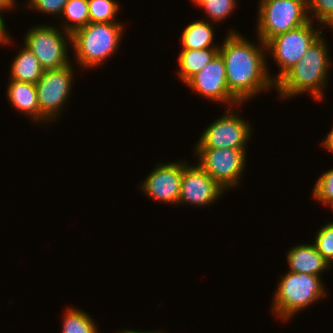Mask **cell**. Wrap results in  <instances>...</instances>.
Instances as JSON below:
<instances>
[{
	"mask_svg": "<svg viewBox=\"0 0 333 333\" xmlns=\"http://www.w3.org/2000/svg\"><path fill=\"white\" fill-rule=\"evenodd\" d=\"M240 34L231 30L219 47V54L225 62L228 89L242 104L263 90L272 89L275 83L266 65V44L260 39L259 44L252 43Z\"/></svg>",
	"mask_w": 333,
	"mask_h": 333,
	"instance_id": "cell-1",
	"label": "cell"
},
{
	"mask_svg": "<svg viewBox=\"0 0 333 333\" xmlns=\"http://www.w3.org/2000/svg\"><path fill=\"white\" fill-rule=\"evenodd\" d=\"M322 36L321 33L305 55L275 84V90L283 100L306 92L316 101L323 99L331 61L326 39Z\"/></svg>",
	"mask_w": 333,
	"mask_h": 333,
	"instance_id": "cell-2",
	"label": "cell"
},
{
	"mask_svg": "<svg viewBox=\"0 0 333 333\" xmlns=\"http://www.w3.org/2000/svg\"><path fill=\"white\" fill-rule=\"evenodd\" d=\"M121 22L91 23L71 35V48L80 68L92 69L103 65L104 61L119 49L124 34Z\"/></svg>",
	"mask_w": 333,
	"mask_h": 333,
	"instance_id": "cell-3",
	"label": "cell"
},
{
	"mask_svg": "<svg viewBox=\"0 0 333 333\" xmlns=\"http://www.w3.org/2000/svg\"><path fill=\"white\" fill-rule=\"evenodd\" d=\"M321 278L317 275L287 271L281 276L274 292L272 314L287 322L301 310L326 297L327 290Z\"/></svg>",
	"mask_w": 333,
	"mask_h": 333,
	"instance_id": "cell-4",
	"label": "cell"
},
{
	"mask_svg": "<svg viewBox=\"0 0 333 333\" xmlns=\"http://www.w3.org/2000/svg\"><path fill=\"white\" fill-rule=\"evenodd\" d=\"M257 35L263 43L272 37L291 31L310 19L307 0H268L259 4Z\"/></svg>",
	"mask_w": 333,
	"mask_h": 333,
	"instance_id": "cell-5",
	"label": "cell"
},
{
	"mask_svg": "<svg viewBox=\"0 0 333 333\" xmlns=\"http://www.w3.org/2000/svg\"><path fill=\"white\" fill-rule=\"evenodd\" d=\"M313 21L309 20L297 28L272 37L266 43L268 53L271 52L273 60L280 68L279 74L271 77L276 84L307 52L312 42L323 33L313 26Z\"/></svg>",
	"mask_w": 333,
	"mask_h": 333,
	"instance_id": "cell-6",
	"label": "cell"
},
{
	"mask_svg": "<svg viewBox=\"0 0 333 333\" xmlns=\"http://www.w3.org/2000/svg\"><path fill=\"white\" fill-rule=\"evenodd\" d=\"M197 164L226 191L239 183L246 169V149L195 148Z\"/></svg>",
	"mask_w": 333,
	"mask_h": 333,
	"instance_id": "cell-7",
	"label": "cell"
},
{
	"mask_svg": "<svg viewBox=\"0 0 333 333\" xmlns=\"http://www.w3.org/2000/svg\"><path fill=\"white\" fill-rule=\"evenodd\" d=\"M61 32V33H60ZM67 41L71 45V34L54 25L42 24L31 27L25 33L24 45L36 56L44 70H53L70 64Z\"/></svg>",
	"mask_w": 333,
	"mask_h": 333,
	"instance_id": "cell-8",
	"label": "cell"
},
{
	"mask_svg": "<svg viewBox=\"0 0 333 333\" xmlns=\"http://www.w3.org/2000/svg\"><path fill=\"white\" fill-rule=\"evenodd\" d=\"M215 119L203 132L194 148L246 149L252 127L232 107ZM236 113V114H235Z\"/></svg>",
	"mask_w": 333,
	"mask_h": 333,
	"instance_id": "cell-9",
	"label": "cell"
},
{
	"mask_svg": "<svg viewBox=\"0 0 333 333\" xmlns=\"http://www.w3.org/2000/svg\"><path fill=\"white\" fill-rule=\"evenodd\" d=\"M73 63L53 70H45L36 83L37 97L40 113L49 121L56 120L71 96L74 84Z\"/></svg>",
	"mask_w": 333,
	"mask_h": 333,
	"instance_id": "cell-10",
	"label": "cell"
},
{
	"mask_svg": "<svg viewBox=\"0 0 333 333\" xmlns=\"http://www.w3.org/2000/svg\"><path fill=\"white\" fill-rule=\"evenodd\" d=\"M185 85L206 100L233 108L241 104L228 89L225 62L219 53Z\"/></svg>",
	"mask_w": 333,
	"mask_h": 333,
	"instance_id": "cell-11",
	"label": "cell"
},
{
	"mask_svg": "<svg viewBox=\"0 0 333 333\" xmlns=\"http://www.w3.org/2000/svg\"><path fill=\"white\" fill-rule=\"evenodd\" d=\"M182 161L181 190L178 205H195L205 207L221 198L225 193L210 175H208L198 164L189 165Z\"/></svg>",
	"mask_w": 333,
	"mask_h": 333,
	"instance_id": "cell-12",
	"label": "cell"
},
{
	"mask_svg": "<svg viewBox=\"0 0 333 333\" xmlns=\"http://www.w3.org/2000/svg\"><path fill=\"white\" fill-rule=\"evenodd\" d=\"M153 171L147 175V178L140 183L141 189L145 195L154 201L167 204L178 205L181 178H182V160L170 163H157Z\"/></svg>",
	"mask_w": 333,
	"mask_h": 333,
	"instance_id": "cell-13",
	"label": "cell"
},
{
	"mask_svg": "<svg viewBox=\"0 0 333 333\" xmlns=\"http://www.w3.org/2000/svg\"><path fill=\"white\" fill-rule=\"evenodd\" d=\"M6 95L12 107L16 108L26 117L31 118L32 121L38 123H47L48 120L40 113L36 84L28 82H20L16 80H9Z\"/></svg>",
	"mask_w": 333,
	"mask_h": 333,
	"instance_id": "cell-14",
	"label": "cell"
},
{
	"mask_svg": "<svg viewBox=\"0 0 333 333\" xmlns=\"http://www.w3.org/2000/svg\"><path fill=\"white\" fill-rule=\"evenodd\" d=\"M289 271L321 276L320 273L331 268L329 263L319 254L314 243L300 244L286 253Z\"/></svg>",
	"mask_w": 333,
	"mask_h": 333,
	"instance_id": "cell-15",
	"label": "cell"
},
{
	"mask_svg": "<svg viewBox=\"0 0 333 333\" xmlns=\"http://www.w3.org/2000/svg\"><path fill=\"white\" fill-rule=\"evenodd\" d=\"M10 68L9 79L34 84L40 80L45 71L35 54L25 45L12 61Z\"/></svg>",
	"mask_w": 333,
	"mask_h": 333,
	"instance_id": "cell-16",
	"label": "cell"
},
{
	"mask_svg": "<svg viewBox=\"0 0 333 333\" xmlns=\"http://www.w3.org/2000/svg\"><path fill=\"white\" fill-rule=\"evenodd\" d=\"M219 48L182 49L178 56L177 72L179 79L186 83L192 76L203 69L217 54Z\"/></svg>",
	"mask_w": 333,
	"mask_h": 333,
	"instance_id": "cell-17",
	"label": "cell"
},
{
	"mask_svg": "<svg viewBox=\"0 0 333 333\" xmlns=\"http://www.w3.org/2000/svg\"><path fill=\"white\" fill-rule=\"evenodd\" d=\"M212 25L209 21L200 19L188 24L181 34L182 49L219 48L220 46L213 43L215 28Z\"/></svg>",
	"mask_w": 333,
	"mask_h": 333,
	"instance_id": "cell-18",
	"label": "cell"
},
{
	"mask_svg": "<svg viewBox=\"0 0 333 333\" xmlns=\"http://www.w3.org/2000/svg\"><path fill=\"white\" fill-rule=\"evenodd\" d=\"M61 17L66 21L63 30L72 35L90 22L88 0H68Z\"/></svg>",
	"mask_w": 333,
	"mask_h": 333,
	"instance_id": "cell-19",
	"label": "cell"
},
{
	"mask_svg": "<svg viewBox=\"0 0 333 333\" xmlns=\"http://www.w3.org/2000/svg\"><path fill=\"white\" fill-rule=\"evenodd\" d=\"M87 312L77 308L68 307L65 310L62 323V333H99L98 325Z\"/></svg>",
	"mask_w": 333,
	"mask_h": 333,
	"instance_id": "cell-20",
	"label": "cell"
},
{
	"mask_svg": "<svg viewBox=\"0 0 333 333\" xmlns=\"http://www.w3.org/2000/svg\"><path fill=\"white\" fill-rule=\"evenodd\" d=\"M119 4L116 0H88L89 20L91 23L116 22L119 12ZM115 19V20H114Z\"/></svg>",
	"mask_w": 333,
	"mask_h": 333,
	"instance_id": "cell-21",
	"label": "cell"
},
{
	"mask_svg": "<svg viewBox=\"0 0 333 333\" xmlns=\"http://www.w3.org/2000/svg\"><path fill=\"white\" fill-rule=\"evenodd\" d=\"M198 7L204 9L210 21L221 22L229 17L237 6L236 0H191Z\"/></svg>",
	"mask_w": 333,
	"mask_h": 333,
	"instance_id": "cell-22",
	"label": "cell"
},
{
	"mask_svg": "<svg viewBox=\"0 0 333 333\" xmlns=\"http://www.w3.org/2000/svg\"><path fill=\"white\" fill-rule=\"evenodd\" d=\"M307 10L311 21H319L317 26L321 23L333 29V0H307Z\"/></svg>",
	"mask_w": 333,
	"mask_h": 333,
	"instance_id": "cell-23",
	"label": "cell"
},
{
	"mask_svg": "<svg viewBox=\"0 0 333 333\" xmlns=\"http://www.w3.org/2000/svg\"><path fill=\"white\" fill-rule=\"evenodd\" d=\"M314 238V245L319 254L329 263L333 265V221L323 225Z\"/></svg>",
	"mask_w": 333,
	"mask_h": 333,
	"instance_id": "cell-24",
	"label": "cell"
},
{
	"mask_svg": "<svg viewBox=\"0 0 333 333\" xmlns=\"http://www.w3.org/2000/svg\"><path fill=\"white\" fill-rule=\"evenodd\" d=\"M312 190L314 200L328 206L333 204V168L319 176Z\"/></svg>",
	"mask_w": 333,
	"mask_h": 333,
	"instance_id": "cell-25",
	"label": "cell"
},
{
	"mask_svg": "<svg viewBox=\"0 0 333 333\" xmlns=\"http://www.w3.org/2000/svg\"><path fill=\"white\" fill-rule=\"evenodd\" d=\"M25 4L26 8L35 10L37 12H43L46 15L60 16L63 13L65 4L68 0H27Z\"/></svg>",
	"mask_w": 333,
	"mask_h": 333,
	"instance_id": "cell-26",
	"label": "cell"
},
{
	"mask_svg": "<svg viewBox=\"0 0 333 333\" xmlns=\"http://www.w3.org/2000/svg\"><path fill=\"white\" fill-rule=\"evenodd\" d=\"M1 12H5V10H1L0 9V45H5V44H10V42H14V41H10L12 39H10V35L7 32L6 28L7 26H5V22H4V18H3V14H1ZM6 27V28H5Z\"/></svg>",
	"mask_w": 333,
	"mask_h": 333,
	"instance_id": "cell-27",
	"label": "cell"
},
{
	"mask_svg": "<svg viewBox=\"0 0 333 333\" xmlns=\"http://www.w3.org/2000/svg\"><path fill=\"white\" fill-rule=\"evenodd\" d=\"M322 146L326 148L327 151L333 154V126L330 132L326 135L325 139L321 142Z\"/></svg>",
	"mask_w": 333,
	"mask_h": 333,
	"instance_id": "cell-28",
	"label": "cell"
},
{
	"mask_svg": "<svg viewBox=\"0 0 333 333\" xmlns=\"http://www.w3.org/2000/svg\"><path fill=\"white\" fill-rule=\"evenodd\" d=\"M16 0H0V9L1 10H10L16 7Z\"/></svg>",
	"mask_w": 333,
	"mask_h": 333,
	"instance_id": "cell-29",
	"label": "cell"
},
{
	"mask_svg": "<svg viewBox=\"0 0 333 333\" xmlns=\"http://www.w3.org/2000/svg\"><path fill=\"white\" fill-rule=\"evenodd\" d=\"M118 333H161V331H158V330H157V331H154V330H153V331H151V332H150V331H145V332L143 331V332H142V331H138V330L136 331V330H133V329H132V330H131V329H130V330L128 329V330H122V331H120V332H118Z\"/></svg>",
	"mask_w": 333,
	"mask_h": 333,
	"instance_id": "cell-30",
	"label": "cell"
},
{
	"mask_svg": "<svg viewBox=\"0 0 333 333\" xmlns=\"http://www.w3.org/2000/svg\"><path fill=\"white\" fill-rule=\"evenodd\" d=\"M264 1H268V0H260V2H258V3L260 4V3L264 2Z\"/></svg>",
	"mask_w": 333,
	"mask_h": 333,
	"instance_id": "cell-31",
	"label": "cell"
}]
</instances>
